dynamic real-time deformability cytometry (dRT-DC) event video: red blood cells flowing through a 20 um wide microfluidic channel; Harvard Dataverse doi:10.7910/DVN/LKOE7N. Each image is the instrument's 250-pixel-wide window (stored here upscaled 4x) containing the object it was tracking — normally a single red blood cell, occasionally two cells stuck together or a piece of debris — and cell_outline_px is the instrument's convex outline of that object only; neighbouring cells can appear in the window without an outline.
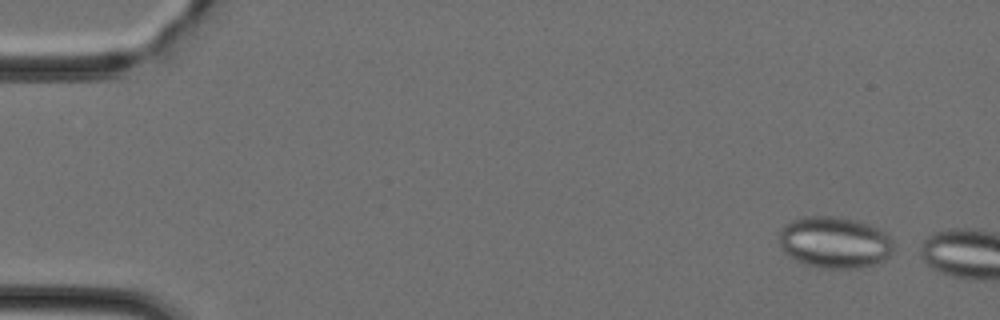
{"species": "Egyptian fruit bat (a non-hibernating species)", "species_latin": "Rousettus aegyptiacus", "temperature_condition": "cold", "stored_images_in_passage": 5, "camera_frame_rate_fps": 3000, "um_per_image_px": 0.085, "animal": {"sex": "female"}, "frame": {"image": 1, "passage_image": 2, "time_ms": 0.333, "image_size_px": [1000, 320], "cell_outline_px": [[896, 248], [884, 260], [872, 264], [856, 268], [824, 268], [804, 264], [796, 260], [784, 252], [776, 240], [780, 228], [784, 224], [800, 216], [840, 216], [860, 220], [884, 232], [896, 244]], "centroid_in_image_um": [70.9, 20.57], "position_along_channel_um": 14.1, "area_um2": 34.97}}